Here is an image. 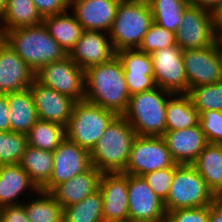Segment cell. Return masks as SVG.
I'll return each mask as SVG.
<instances>
[{"label":"cell","instance_id":"1","mask_svg":"<svg viewBox=\"0 0 222 222\" xmlns=\"http://www.w3.org/2000/svg\"><path fill=\"white\" fill-rule=\"evenodd\" d=\"M85 100L123 115L130 99L124 69L117 56L84 71Z\"/></svg>","mask_w":222,"mask_h":222},{"label":"cell","instance_id":"2","mask_svg":"<svg viewBox=\"0 0 222 222\" xmlns=\"http://www.w3.org/2000/svg\"><path fill=\"white\" fill-rule=\"evenodd\" d=\"M2 38L35 73L68 55L43 23L6 31Z\"/></svg>","mask_w":222,"mask_h":222},{"label":"cell","instance_id":"3","mask_svg":"<svg viewBox=\"0 0 222 222\" xmlns=\"http://www.w3.org/2000/svg\"><path fill=\"white\" fill-rule=\"evenodd\" d=\"M136 136L129 122L118 115L90 151L92 165L102 173L123 172Z\"/></svg>","mask_w":222,"mask_h":222},{"label":"cell","instance_id":"4","mask_svg":"<svg viewBox=\"0 0 222 222\" xmlns=\"http://www.w3.org/2000/svg\"><path fill=\"white\" fill-rule=\"evenodd\" d=\"M173 94L160 87L134 94L122 116L138 136L162 137L166 132L167 102Z\"/></svg>","mask_w":222,"mask_h":222},{"label":"cell","instance_id":"5","mask_svg":"<svg viewBox=\"0 0 222 222\" xmlns=\"http://www.w3.org/2000/svg\"><path fill=\"white\" fill-rule=\"evenodd\" d=\"M152 23L153 17L147 0H121L109 31L115 52L138 49Z\"/></svg>","mask_w":222,"mask_h":222},{"label":"cell","instance_id":"6","mask_svg":"<svg viewBox=\"0 0 222 222\" xmlns=\"http://www.w3.org/2000/svg\"><path fill=\"white\" fill-rule=\"evenodd\" d=\"M118 115L86 100L75 103L66 126V138L91 151Z\"/></svg>","mask_w":222,"mask_h":222},{"label":"cell","instance_id":"7","mask_svg":"<svg viewBox=\"0 0 222 222\" xmlns=\"http://www.w3.org/2000/svg\"><path fill=\"white\" fill-rule=\"evenodd\" d=\"M217 196L193 165L175 164V173L167 198L163 201L168 211L209 206Z\"/></svg>","mask_w":222,"mask_h":222},{"label":"cell","instance_id":"8","mask_svg":"<svg viewBox=\"0 0 222 222\" xmlns=\"http://www.w3.org/2000/svg\"><path fill=\"white\" fill-rule=\"evenodd\" d=\"M175 164L163 137L137 135L131 147L128 164L122 173L143 176Z\"/></svg>","mask_w":222,"mask_h":222},{"label":"cell","instance_id":"9","mask_svg":"<svg viewBox=\"0 0 222 222\" xmlns=\"http://www.w3.org/2000/svg\"><path fill=\"white\" fill-rule=\"evenodd\" d=\"M35 79L76 102L85 100L84 70L68 55L60 61L44 65L35 74Z\"/></svg>","mask_w":222,"mask_h":222},{"label":"cell","instance_id":"10","mask_svg":"<svg viewBox=\"0 0 222 222\" xmlns=\"http://www.w3.org/2000/svg\"><path fill=\"white\" fill-rule=\"evenodd\" d=\"M176 44L182 49H202L217 41L213 13L188 5L175 33Z\"/></svg>","mask_w":222,"mask_h":222},{"label":"cell","instance_id":"11","mask_svg":"<svg viewBox=\"0 0 222 222\" xmlns=\"http://www.w3.org/2000/svg\"><path fill=\"white\" fill-rule=\"evenodd\" d=\"M53 153V170L49 181L40 189L50 193L57 185L66 182L91 166L90 151L65 138Z\"/></svg>","mask_w":222,"mask_h":222},{"label":"cell","instance_id":"12","mask_svg":"<svg viewBox=\"0 0 222 222\" xmlns=\"http://www.w3.org/2000/svg\"><path fill=\"white\" fill-rule=\"evenodd\" d=\"M157 87L171 93H188L183 50L176 44L150 54Z\"/></svg>","mask_w":222,"mask_h":222},{"label":"cell","instance_id":"13","mask_svg":"<svg viewBox=\"0 0 222 222\" xmlns=\"http://www.w3.org/2000/svg\"><path fill=\"white\" fill-rule=\"evenodd\" d=\"M128 208L133 222H165L164 202L143 176L128 174Z\"/></svg>","mask_w":222,"mask_h":222},{"label":"cell","instance_id":"14","mask_svg":"<svg viewBox=\"0 0 222 222\" xmlns=\"http://www.w3.org/2000/svg\"><path fill=\"white\" fill-rule=\"evenodd\" d=\"M183 64L190 88L210 85L222 81L217 41L214 45L202 49L183 50Z\"/></svg>","mask_w":222,"mask_h":222},{"label":"cell","instance_id":"15","mask_svg":"<svg viewBox=\"0 0 222 222\" xmlns=\"http://www.w3.org/2000/svg\"><path fill=\"white\" fill-rule=\"evenodd\" d=\"M68 56L84 71L92 66L110 61L116 52L109 33L83 30L80 39Z\"/></svg>","mask_w":222,"mask_h":222},{"label":"cell","instance_id":"16","mask_svg":"<svg viewBox=\"0 0 222 222\" xmlns=\"http://www.w3.org/2000/svg\"><path fill=\"white\" fill-rule=\"evenodd\" d=\"M29 88L38 119L55 122L66 127L76 101L48 86H44L36 79Z\"/></svg>","mask_w":222,"mask_h":222},{"label":"cell","instance_id":"17","mask_svg":"<svg viewBox=\"0 0 222 222\" xmlns=\"http://www.w3.org/2000/svg\"><path fill=\"white\" fill-rule=\"evenodd\" d=\"M35 74L2 38L0 40V94L28 89L35 80Z\"/></svg>","mask_w":222,"mask_h":222},{"label":"cell","instance_id":"18","mask_svg":"<svg viewBox=\"0 0 222 222\" xmlns=\"http://www.w3.org/2000/svg\"><path fill=\"white\" fill-rule=\"evenodd\" d=\"M116 56L123 66L130 96L157 87L150 54L138 49H124L116 52Z\"/></svg>","mask_w":222,"mask_h":222},{"label":"cell","instance_id":"19","mask_svg":"<svg viewBox=\"0 0 222 222\" xmlns=\"http://www.w3.org/2000/svg\"><path fill=\"white\" fill-rule=\"evenodd\" d=\"M99 190L103 197L104 222L128 218V174L102 173Z\"/></svg>","mask_w":222,"mask_h":222},{"label":"cell","instance_id":"20","mask_svg":"<svg viewBox=\"0 0 222 222\" xmlns=\"http://www.w3.org/2000/svg\"><path fill=\"white\" fill-rule=\"evenodd\" d=\"M121 0H70L69 10L83 30L109 33Z\"/></svg>","mask_w":222,"mask_h":222},{"label":"cell","instance_id":"21","mask_svg":"<svg viewBox=\"0 0 222 222\" xmlns=\"http://www.w3.org/2000/svg\"><path fill=\"white\" fill-rule=\"evenodd\" d=\"M162 137L172 159L179 165H192L208 144L200 124L185 129L166 131Z\"/></svg>","mask_w":222,"mask_h":222},{"label":"cell","instance_id":"22","mask_svg":"<svg viewBox=\"0 0 222 222\" xmlns=\"http://www.w3.org/2000/svg\"><path fill=\"white\" fill-rule=\"evenodd\" d=\"M38 191L20 164L0 165V208L20 205L24 202L21 195H24L26 200Z\"/></svg>","mask_w":222,"mask_h":222},{"label":"cell","instance_id":"23","mask_svg":"<svg viewBox=\"0 0 222 222\" xmlns=\"http://www.w3.org/2000/svg\"><path fill=\"white\" fill-rule=\"evenodd\" d=\"M101 176L102 172L92 165L87 171L57 185L50 194L63 208L71 206L97 191Z\"/></svg>","mask_w":222,"mask_h":222},{"label":"cell","instance_id":"24","mask_svg":"<svg viewBox=\"0 0 222 222\" xmlns=\"http://www.w3.org/2000/svg\"><path fill=\"white\" fill-rule=\"evenodd\" d=\"M11 132L28 134L38 120L30 88L7 93Z\"/></svg>","mask_w":222,"mask_h":222},{"label":"cell","instance_id":"25","mask_svg":"<svg viewBox=\"0 0 222 222\" xmlns=\"http://www.w3.org/2000/svg\"><path fill=\"white\" fill-rule=\"evenodd\" d=\"M217 197H222V144L208 143L192 164Z\"/></svg>","mask_w":222,"mask_h":222},{"label":"cell","instance_id":"26","mask_svg":"<svg viewBox=\"0 0 222 222\" xmlns=\"http://www.w3.org/2000/svg\"><path fill=\"white\" fill-rule=\"evenodd\" d=\"M43 17L38 12L33 0H7V6L0 16V33L41 24Z\"/></svg>","mask_w":222,"mask_h":222},{"label":"cell","instance_id":"27","mask_svg":"<svg viewBox=\"0 0 222 222\" xmlns=\"http://www.w3.org/2000/svg\"><path fill=\"white\" fill-rule=\"evenodd\" d=\"M69 11L59 15L46 16L42 22L49 34L67 54L75 47L83 32L82 26Z\"/></svg>","mask_w":222,"mask_h":222},{"label":"cell","instance_id":"28","mask_svg":"<svg viewBox=\"0 0 222 222\" xmlns=\"http://www.w3.org/2000/svg\"><path fill=\"white\" fill-rule=\"evenodd\" d=\"M199 124V113L187 93H175L167 102L166 131L185 129Z\"/></svg>","mask_w":222,"mask_h":222},{"label":"cell","instance_id":"29","mask_svg":"<svg viewBox=\"0 0 222 222\" xmlns=\"http://www.w3.org/2000/svg\"><path fill=\"white\" fill-rule=\"evenodd\" d=\"M19 164L40 190L49 181L51 176L53 170V153L28 145Z\"/></svg>","mask_w":222,"mask_h":222},{"label":"cell","instance_id":"30","mask_svg":"<svg viewBox=\"0 0 222 222\" xmlns=\"http://www.w3.org/2000/svg\"><path fill=\"white\" fill-rule=\"evenodd\" d=\"M22 204L30 222H63V207L48 192L39 190Z\"/></svg>","mask_w":222,"mask_h":222},{"label":"cell","instance_id":"31","mask_svg":"<svg viewBox=\"0 0 222 222\" xmlns=\"http://www.w3.org/2000/svg\"><path fill=\"white\" fill-rule=\"evenodd\" d=\"M66 138V127L38 119L27 134L28 145L53 152Z\"/></svg>","mask_w":222,"mask_h":222},{"label":"cell","instance_id":"32","mask_svg":"<svg viewBox=\"0 0 222 222\" xmlns=\"http://www.w3.org/2000/svg\"><path fill=\"white\" fill-rule=\"evenodd\" d=\"M151 9L153 22L174 33L180 27L188 0H147Z\"/></svg>","mask_w":222,"mask_h":222},{"label":"cell","instance_id":"33","mask_svg":"<svg viewBox=\"0 0 222 222\" xmlns=\"http://www.w3.org/2000/svg\"><path fill=\"white\" fill-rule=\"evenodd\" d=\"M102 203L98 189L82 201L63 208V222H104Z\"/></svg>","mask_w":222,"mask_h":222},{"label":"cell","instance_id":"34","mask_svg":"<svg viewBox=\"0 0 222 222\" xmlns=\"http://www.w3.org/2000/svg\"><path fill=\"white\" fill-rule=\"evenodd\" d=\"M187 94L198 113L206 110L222 111V81L190 88Z\"/></svg>","mask_w":222,"mask_h":222},{"label":"cell","instance_id":"35","mask_svg":"<svg viewBox=\"0 0 222 222\" xmlns=\"http://www.w3.org/2000/svg\"><path fill=\"white\" fill-rule=\"evenodd\" d=\"M27 146L26 134L0 131V165L19 164Z\"/></svg>","mask_w":222,"mask_h":222},{"label":"cell","instance_id":"36","mask_svg":"<svg viewBox=\"0 0 222 222\" xmlns=\"http://www.w3.org/2000/svg\"><path fill=\"white\" fill-rule=\"evenodd\" d=\"M173 45H176L175 33L153 22L144 35L138 50L151 54Z\"/></svg>","mask_w":222,"mask_h":222},{"label":"cell","instance_id":"37","mask_svg":"<svg viewBox=\"0 0 222 222\" xmlns=\"http://www.w3.org/2000/svg\"><path fill=\"white\" fill-rule=\"evenodd\" d=\"M199 124L208 143L222 144V111L206 110L200 112Z\"/></svg>","mask_w":222,"mask_h":222},{"label":"cell","instance_id":"38","mask_svg":"<svg viewBox=\"0 0 222 222\" xmlns=\"http://www.w3.org/2000/svg\"><path fill=\"white\" fill-rule=\"evenodd\" d=\"M175 173V165L173 167L155 170L143 175L150 188L163 201L167 198L171 183Z\"/></svg>","mask_w":222,"mask_h":222},{"label":"cell","instance_id":"39","mask_svg":"<svg viewBox=\"0 0 222 222\" xmlns=\"http://www.w3.org/2000/svg\"><path fill=\"white\" fill-rule=\"evenodd\" d=\"M165 222H209V206L168 211Z\"/></svg>","mask_w":222,"mask_h":222},{"label":"cell","instance_id":"40","mask_svg":"<svg viewBox=\"0 0 222 222\" xmlns=\"http://www.w3.org/2000/svg\"><path fill=\"white\" fill-rule=\"evenodd\" d=\"M38 12L44 18L59 15L69 10L70 0H33Z\"/></svg>","mask_w":222,"mask_h":222},{"label":"cell","instance_id":"41","mask_svg":"<svg viewBox=\"0 0 222 222\" xmlns=\"http://www.w3.org/2000/svg\"><path fill=\"white\" fill-rule=\"evenodd\" d=\"M0 222H30L23 204L0 208Z\"/></svg>","mask_w":222,"mask_h":222},{"label":"cell","instance_id":"42","mask_svg":"<svg viewBox=\"0 0 222 222\" xmlns=\"http://www.w3.org/2000/svg\"><path fill=\"white\" fill-rule=\"evenodd\" d=\"M9 113L10 111L7 102V94H0V131H11Z\"/></svg>","mask_w":222,"mask_h":222},{"label":"cell","instance_id":"43","mask_svg":"<svg viewBox=\"0 0 222 222\" xmlns=\"http://www.w3.org/2000/svg\"><path fill=\"white\" fill-rule=\"evenodd\" d=\"M209 222H222V197H217L209 205Z\"/></svg>","mask_w":222,"mask_h":222},{"label":"cell","instance_id":"44","mask_svg":"<svg viewBox=\"0 0 222 222\" xmlns=\"http://www.w3.org/2000/svg\"><path fill=\"white\" fill-rule=\"evenodd\" d=\"M188 2L191 6H197L211 13H214L220 6H222V0H188Z\"/></svg>","mask_w":222,"mask_h":222},{"label":"cell","instance_id":"45","mask_svg":"<svg viewBox=\"0 0 222 222\" xmlns=\"http://www.w3.org/2000/svg\"><path fill=\"white\" fill-rule=\"evenodd\" d=\"M214 26L217 37L222 33V6H220L214 13Z\"/></svg>","mask_w":222,"mask_h":222},{"label":"cell","instance_id":"46","mask_svg":"<svg viewBox=\"0 0 222 222\" xmlns=\"http://www.w3.org/2000/svg\"><path fill=\"white\" fill-rule=\"evenodd\" d=\"M217 52L220 59V66L222 71V43L217 39Z\"/></svg>","mask_w":222,"mask_h":222},{"label":"cell","instance_id":"47","mask_svg":"<svg viewBox=\"0 0 222 222\" xmlns=\"http://www.w3.org/2000/svg\"><path fill=\"white\" fill-rule=\"evenodd\" d=\"M7 6V0H0V16L3 14Z\"/></svg>","mask_w":222,"mask_h":222},{"label":"cell","instance_id":"48","mask_svg":"<svg viewBox=\"0 0 222 222\" xmlns=\"http://www.w3.org/2000/svg\"><path fill=\"white\" fill-rule=\"evenodd\" d=\"M109 222H133V221L129 218H126V219H122V220H115V221H109Z\"/></svg>","mask_w":222,"mask_h":222},{"label":"cell","instance_id":"49","mask_svg":"<svg viewBox=\"0 0 222 222\" xmlns=\"http://www.w3.org/2000/svg\"><path fill=\"white\" fill-rule=\"evenodd\" d=\"M217 39L222 43V33L217 37Z\"/></svg>","mask_w":222,"mask_h":222}]
</instances>
